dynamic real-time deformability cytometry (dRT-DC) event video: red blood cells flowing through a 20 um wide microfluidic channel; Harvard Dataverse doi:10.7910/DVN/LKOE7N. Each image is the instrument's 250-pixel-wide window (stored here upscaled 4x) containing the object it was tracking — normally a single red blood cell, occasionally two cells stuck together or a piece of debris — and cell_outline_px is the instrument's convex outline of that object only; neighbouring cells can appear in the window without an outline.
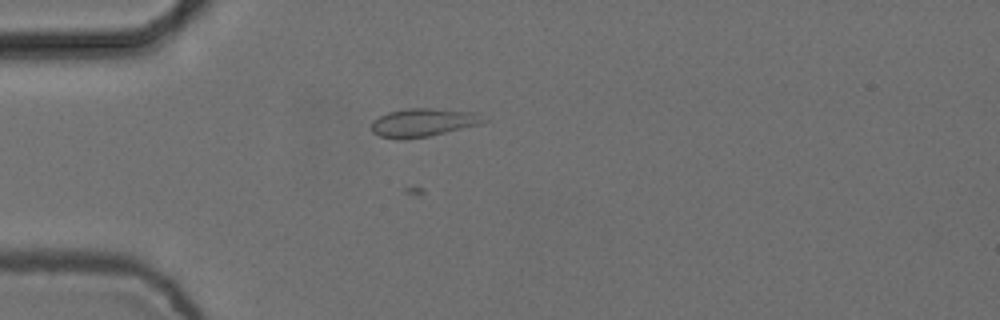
{"species": "common noctule bat (a hibernating species)", "species_latin": "Nyctalus noctula", "temperature_condition": "cold", "stored_images_in_passage": 3, "camera_frame_rate_fps": 3000, "um_per_image_px": 0.085, "animal": {"sex": "female", "body_mass_g": 24.6, "forearm_length_mm": 56.2}, "frame": {"image": 1, "passage_image": 1, "time_ms": 0.0, "image_size_px": [1000, 320], "cell_outline_px": [[488, 120], [480, 124], [428, 136], [400, 140], [396, 140], [380, 136], [372, 132], [372, 120], [388, 112], [404, 108], [432, 108], [476, 112]], "centroid_in_image_um": [35.94, 10.41], "position_along_channel_um": 49.1, "area_um2": 18.55}}